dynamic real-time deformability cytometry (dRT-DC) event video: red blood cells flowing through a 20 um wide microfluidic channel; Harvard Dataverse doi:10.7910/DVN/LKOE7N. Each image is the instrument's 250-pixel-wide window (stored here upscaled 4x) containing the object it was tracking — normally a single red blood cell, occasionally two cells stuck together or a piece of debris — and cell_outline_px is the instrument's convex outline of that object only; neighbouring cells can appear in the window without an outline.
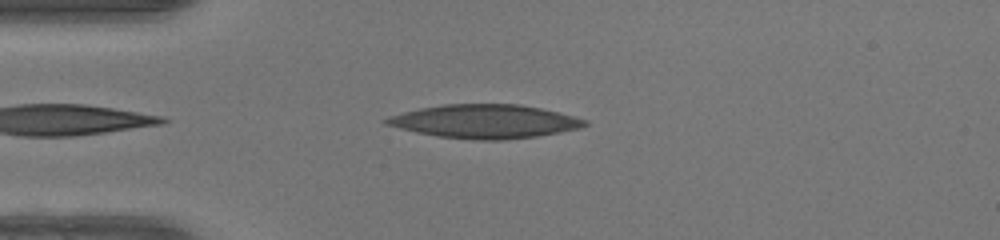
{"species": "human", "species_latin": "Homo sapiens", "temperature_condition": "warm", "stored_images_in_passage": 39, "camera_frame_rate_fps": 3000, "um_per_image_px": 0.085, "donor": {"sex": "female"}, "frame": {"image": 1, "passage_image": 3, "time_ms": 0.667, "image_size_px": [1000, 240], "cell_outline_px": [[588, 124], [580, 128], [536, 136], [504, 140], [476, 140], [440, 136], [416, 132], [384, 124], [380, 120], [388, 116], [420, 108], [444, 104], [520, 104], [540, 108], [588, 120]], "centroid_in_image_um": [41.17, 10.31], "position_along_channel_um": 43.8, "area_um2": 38.67}}
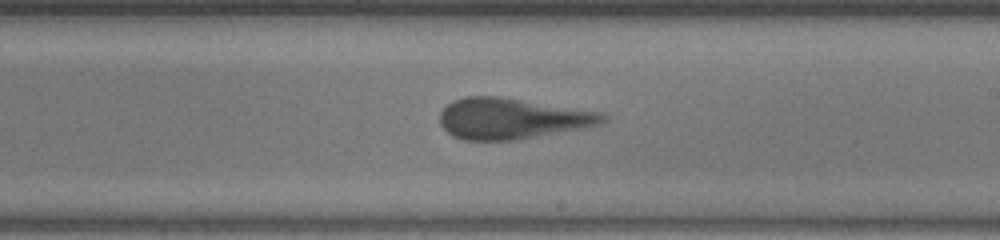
{"frame": {"image": 2, "passage_image": 19, "time_ms": 6.0, "image_size_px": [1000, 240], "cell_outline_px": [[608, 120], [600, 124], [580, 128], [516, 140], [464, 140], [452, 136], [440, 124], [440, 112], [452, 100], [464, 96], [500, 96], [604, 112], [608, 116]], "centroid_in_image_um": [43.52, 10.06], "position_along_channel_um": 245.5, "area_um2": 38.96}}
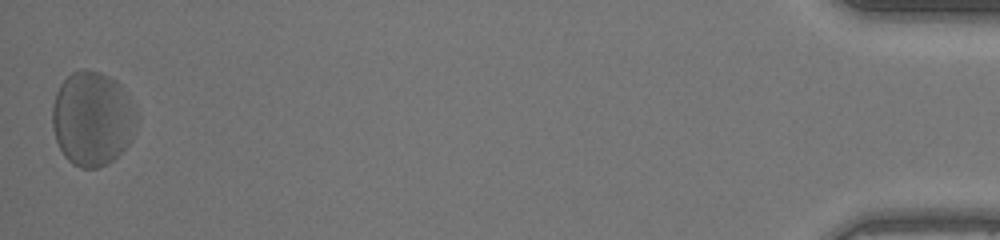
{"frame": {"image": 3, "passage_image": 39, "time_ms": 12.667, "image_size_px": [1000, 240], "cell_outline_px": [[136, 124], [128, 144], [112, 160], [96, 168], [80, 168], [72, 164], [64, 156], [56, 140], [52, 124], [52, 108], [56, 92], [60, 84], [72, 72], [100, 72], [116, 80], [136, 112]], "centroid_in_image_um": [7.81, 10.12], "position_along_channel_um": 427.4, "area_um2": 45.49}, "authors_computed_cell_mechanics": {"area_um2": 38.5526, "velocity_mm_per_s": 4.1982, "shape_relaxation_time_tau1_ms": 3.1364, "shape_relaxation_time_tau2_ms": 1.9334, "deformation_change_tau1": 0.1479, "deformation_change_tau2": 0.1465}}